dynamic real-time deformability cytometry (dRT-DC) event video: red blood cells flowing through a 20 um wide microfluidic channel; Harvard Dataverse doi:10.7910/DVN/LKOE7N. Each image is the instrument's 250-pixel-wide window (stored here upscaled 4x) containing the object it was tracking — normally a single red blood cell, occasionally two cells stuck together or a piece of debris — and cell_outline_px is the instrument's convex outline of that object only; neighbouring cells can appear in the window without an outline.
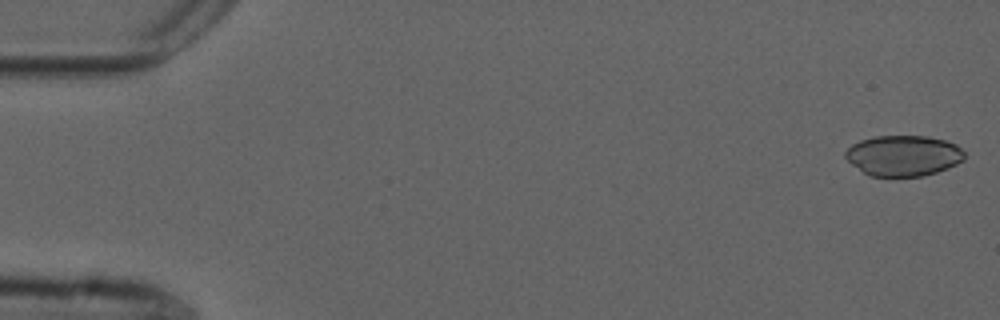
{"species": "common noctule bat (a hibernating species)", "species_latin": "Nyctalus noctula", "temperature_condition": "cold", "stored_images_in_passage": 50, "camera_frame_rate_fps": 3000, "um_per_image_px": 0.085, "animal": {"sex": "male", "forearm_length_mm": 52.5}, "frame": {"image": 1, "passage_image": 1, "time_ms": 0.0, "image_size_px": [1000, 320], "cell_outline_px": [[964, 160], [948, 168], [924, 176], [872, 176], [864, 172], [852, 164], [844, 156], [844, 152], [852, 144], [860, 140], [872, 136], [928, 136], [944, 140], [956, 144], [964, 152]], "centroid_in_image_um": [76.79, 13.22], "position_along_channel_um": 8.2, "area_um2": 28.21}}
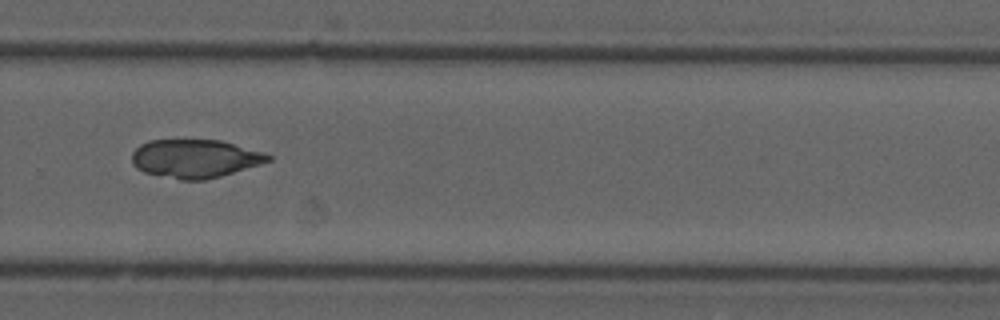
{"frame": {"image": 2, "passage_image": 37, "time_ms": 12.0, "image_size_px": [1000, 320], "cell_outline_px": [[272, 160], [260, 164], [220, 176], [204, 180], [180, 180], [144, 172], [136, 168], [132, 164], [132, 152], [140, 144], [148, 140], [220, 140], [264, 152], [272, 156]], "centroid_in_image_um": [16.56, 13.48], "position_along_channel_um": 313.2, "area_um2": 30.46}}
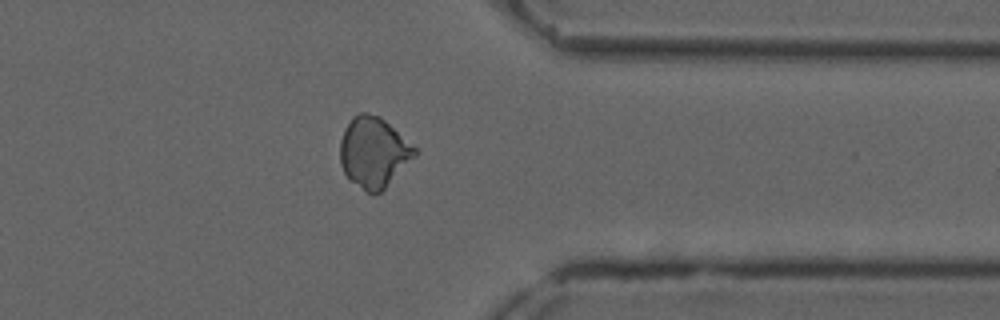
{"frame": {"image": 3, "passage_image": 43, "time_ms": 14.0, "image_size_px": [1000, 320], "cell_outline_px": [[416, 156], [380, 192], [372, 196], [352, 180], [344, 172], [340, 164], [340, 140], [344, 128], [352, 116], [360, 112], [364, 112], [380, 116], [416, 148]], "centroid_in_image_um": [31.74, 12.92], "position_along_channel_um": 379.7, "area_um2": 30.4}}